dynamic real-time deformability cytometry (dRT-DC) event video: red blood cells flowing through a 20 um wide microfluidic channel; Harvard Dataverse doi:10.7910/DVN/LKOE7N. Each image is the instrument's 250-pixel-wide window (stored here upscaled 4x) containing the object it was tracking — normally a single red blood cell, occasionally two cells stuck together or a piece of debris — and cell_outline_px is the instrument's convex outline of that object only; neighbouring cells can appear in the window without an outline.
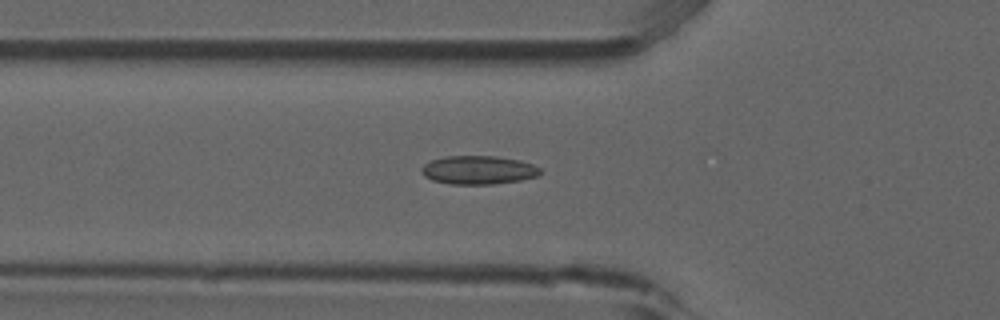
{"species": "common noctule bat (a hibernating species)", "species_latin": "Nyctalus noctula", "temperature_condition": "room temperature", "stored_images_in_passage": 51, "camera_frame_rate_fps": 3000, "um_per_image_px": 0.085, "animal": {"sex": "male", "forearm_length_mm": 52.5}, "frame": {"image": 1, "passage_image": 19, "time_ms": 6.0, "image_size_px": [1000, 320], "cell_outline_px": [[544, 172], [536, 176], [520, 180], [492, 184], [448, 184], [432, 180], [424, 176], [420, 172], [420, 168], [424, 164], [432, 160], [444, 156], [496, 156], [520, 160], [532, 164], [540, 168]], "centroid_in_image_um": [40.64, 14.45], "position_along_channel_um": 85.2, "area_um2": 19.88}}
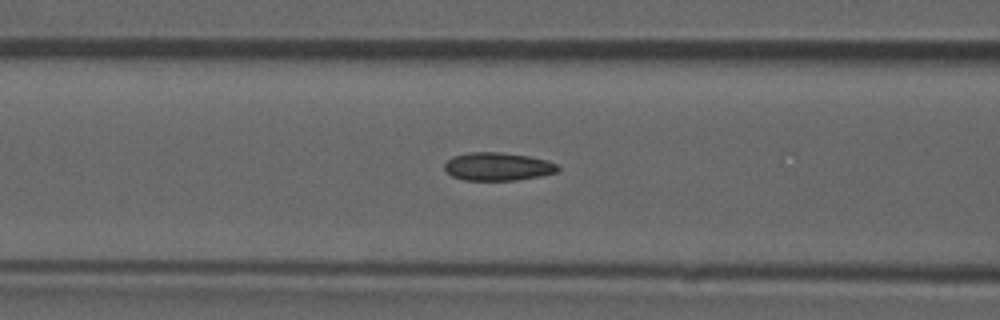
{"frame": {"image": 2, "passage_image": 22, "time_ms": 7.0, "image_size_px": [1000, 320], "cell_outline_px": [[560, 168], [556, 172], [540, 176], [516, 180], [464, 180], [452, 176], [444, 168], [444, 164], [452, 156], [468, 152], [500, 152], [528, 156], [544, 160], [556, 164]], "centroid_in_image_um": [42.27, 14.15], "position_along_channel_um": 124.3, "area_um2": 18.44}}
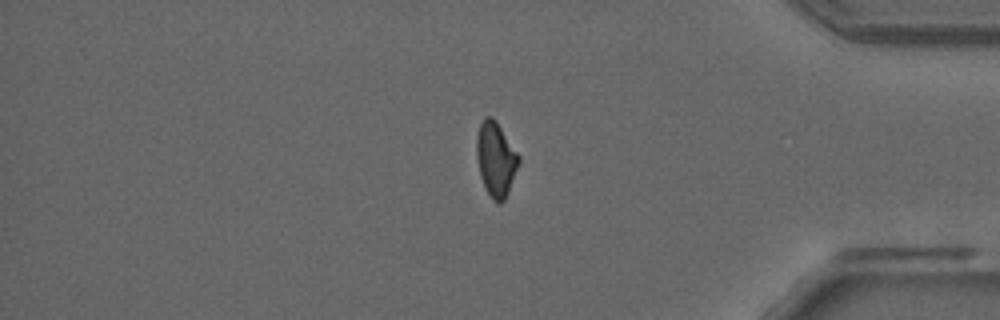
{"frame": {"image": 3, "passage_image": 45, "time_ms": 14.667, "image_size_px": [1000, 320], "cell_outline_px": [[520, 160], [508, 192], [504, 200], [500, 204], [492, 200], [480, 176], [476, 156], [476, 136], [480, 124], [484, 116], [492, 116], [496, 120], [520, 156]], "centroid_in_image_um": [42.13, 13.5], "position_along_channel_um": 393.1, "area_um2": 18.26}}